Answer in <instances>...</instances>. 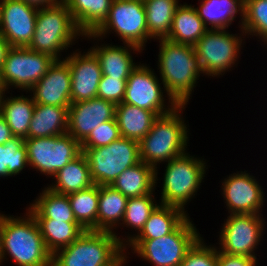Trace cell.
Masks as SVG:
<instances>
[{
    "instance_id": "obj_43",
    "label": "cell",
    "mask_w": 267,
    "mask_h": 266,
    "mask_svg": "<svg viewBox=\"0 0 267 266\" xmlns=\"http://www.w3.org/2000/svg\"><path fill=\"white\" fill-rule=\"evenodd\" d=\"M11 47L12 46L8 43V41L0 34V71Z\"/></svg>"
},
{
    "instance_id": "obj_31",
    "label": "cell",
    "mask_w": 267,
    "mask_h": 266,
    "mask_svg": "<svg viewBox=\"0 0 267 266\" xmlns=\"http://www.w3.org/2000/svg\"><path fill=\"white\" fill-rule=\"evenodd\" d=\"M44 189L28 207L35 219H54L67 223H77L68 195L57 194L47 187Z\"/></svg>"
},
{
    "instance_id": "obj_42",
    "label": "cell",
    "mask_w": 267,
    "mask_h": 266,
    "mask_svg": "<svg viewBox=\"0 0 267 266\" xmlns=\"http://www.w3.org/2000/svg\"><path fill=\"white\" fill-rule=\"evenodd\" d=\"M14 136L11 129L7 125L3 115L0 113V145L5 144L7 141L12 139Z\"/></svg>"
},
{
    "instance_id": "obj_38",
    "label": "cell",
    "mask_w": 267,
    "mask_h": 266,
    "mask_svg": "<svg viewBox=\"0 0 267 266\" xmlns=\"http://www.w3.org/2000/svg\"><path fill=\"white\" fill-rule=\"evenodd\" d=\"M180 266H219L217 247L206 245L201 237L186 253Z\"/></svg>"
},
{
    "instance_id": "obj_18",
    "label": "cell",
    "mask_w": 267,
    "mask_h": 266,
    "mask_svg": "<svg viewBox=\"0 0 267 266\" xmlns=\"http://www.w3.org/2000/svg\"><path fill=\"white\" fill-rule=\"evenodd\" d=\"M71 72V103L97 97L102 70L99 60L89 49L85 54L73 52L64 59Z\"/></svg>"
},
{
    "instance_id": "obj_11",
    "label": "cell",
    "mask_w": 267,
    "mask_h": 266,
    "mask_svg": "<svg viewBox=\"0 0 267 266\" xmlns=\"http://www.w3.org/2000/svg\"><path fill=\"white\" fill-rule=\"evenodd\" d=\"M54 61L51 56L28 47H11L0 71L2 90L7 92L14 86L28 92L46 74Z\"/></svg>"
},
{
    "instance_id": "obj_7",
    "label": "cell",
    "mask_w": 267,
    "mask_h": 266,
    "mask_svg": "<svg viewBox=\"0 0 267 266\" xmlns=\"http://www.w3.org/2000/svg\"><path fill=\"white\" fill-rule=\"evenodd\" d=\"M112 30L122 39L123 44H131L144 50L150 38L143 0H112L104 22L93 33L83 37L103 40Z\"/></svg>"
},
{
    "instance_id": "obj_37",
    "label": "cell",
    "mask_w": 267,
    "mask_h": 266,
    "mask_svg": "<svg viewBox=\"0 0 267 266\" xmlns=\"http://www.w3.org/2000/svg\"><path fill=\"white\" fill-rule=\"evenodd\" d=\"M247 36H267V0H245L242 30Z\"/></svg>"
},
{
    "instance_id": "obj_9",
    "label": "cell",
    "mask_w": 267,
    "mask_h": 266,
    "mask_svg": "<svg viewBox=\"0 0 267 266\" xmlns=\"http://www.w3.org/2000/svg\"><path fill=\"white\" fill-rule=\"evenodd\" d=\"M87 158L92 181L96 185H112L127 168L140 162L139 142L120 137L109 145L81 148Z\"/></svg>"
},
{
    "instance_id": "obj_6",
    "label": "cell",
    "mask_w": 267,
    "mask_h": 266,
    "mask_svg": "<svg viewBox=\"0 0 267 266\" xmlns=\"http://www.w3.org/2000/svg\"><path fill=\"white\" fill-rule=\"evenodd\" d=\"M203 160L186 152L167 162L159 203L185 211V205L197 194L208 169Z\"/></svg>"
},
{
    "instance_id": "obj_17",
    "label": "cell",
    "mask_w": 267,
    "mask_h": 266,
    "mask_svg": "<svg viewBox=\"0 0 267 266\" xmlns=\"http://www.w3.org/2000/svg\"><path fill=\"white\" fill-rule=\"evenodd\" d=\"M115 109L114 103L98 97L71 103L67 133L81 144L94 128L115 118Z\"/></svg>"
},
{
    "instance_id": "obj_4",
    "label": "cell",
    "mask_w": 267,
    "mask_h": 266,
    "mask_svg": "<svg viewBox=\"0 0 267 266\" xmlns=\"http://www.w3.org/2000/svg\"><path fill=\"white\" fill-rule=\"evenodd\" d=\"M185 107L177 105L171 112L158 116L151 130L139 142L140 161L155 170V185L158 180L157 164L186 153L189 132L182 116Z\"/></svg>"
},
{
    "instance_id": "obj_21",
    "label": "cell",
    "mask_w": 267,
    "mask_h": 266,
    "mask_svg": "<svg viewBox=\"0 0 267 266\" xmlns=\"http://www.w3.org/2000/svg\"><path fill=\"white\" fill-rule=\"evenodd\" d=\"M90 50L99 60L102 74L108 77H129L130 73L138 66L133 63L131 51L142 52L143 50L124 43V47L112 44H102L90 47Z\"/></svg>"
},
{
    "instance_id": "obj_46",
    "label": "cell",
    "mask_w": 267,
    "mask_h": 266,
    "mask_svg": "<svg viewBox=\"0 0 267 266\" xmlns=\"http://www.w3.org/2000/svg\"><path fill=\"white\" fill-rule=\"evenodd\" d=\"M261 41L264 42V44L265 43L267 44V36L263 40H261Z\"/></svg>"
},
{
    "instance_id": "obj_22",
    "label": "cell",
    "mask_w": 267,
    "mask_h": 266,
    "mask_svg": "<svg viewBox=\"0 0 267 266\" xmlns=\"http://www.w3.org/2000/svg\"><path fill=\"white\" fill-rule=\"evenodd\" d=\"M68 116L69 107L35 103L26 139L66 134L68 130Z\"/></svg>"
},
{
    "instance_id": "obj_45",
    "label": "cell",
    "mask_w": 267,
    "mask_h": 266,
    "mask_svg": "<svg viewBox=\"0 0 267 266\" xmlns=\"http://www.w3.org/2000/svg\"><path fill=\"white\" fill-rule=\"evenodd\" d=\"M2 263V258H1V241H0V264Z\"/></svg>"
},
{
    "instance_id": "obj_16",
    "label": "cell",
    "mask_w": 267,
    "mask_h": 266,
    "mask_svg": "<svg viewBox=\"0 0 267 266\" xmlns=\"http://www.w3.org/2000/svg\"><path fill=\"white\" fill-rule=\"evenodd\" d=\"M38 8L22 0H0V34L12 47H28Z\"/></svg>"
},
{
    "instance_id": "obj_29",
    "label": "cell",
    "mask_w": 267,
    "mask_h": 266,
    "mask_svg": "<svg viewBox=\"0 0 267 266\" xmlns=\"http://www.w3.org/2000/svg\"><path fill=\"white\" fill-rule=\"evenodd\" d=\"M111 186L128 198L151 194L156 188L155 170L140 161L124 170Z\"/></svg>"
},
{
    "instance_id": "obj_24",
    "label": "cell",
    "mask_w": 267,
    "mask_h": 266,
    "mask_svg": "<svg viewBox=\"0 0 267 266\" xmlns=\"http://www.w3.org/2000/svg\"><path fill=\"white\" fill-rule=\"evenodd\" d=\"M245 0H201L199 7H195L204 25L209 29H228L240 14L242 24L244 20Z\"/></svg>"
},
{
    "instance_id": "obj_19",
    "label": "cell",
    "mask_w": 267,
    "mask_h": 266,
    "mask_svg": "<svg viewBox=\"0 0 267 266\" xmlns=\"http://www.w3.org/2000/svg\"><path fill=\"white\" fill-rule=\"evenodd\" d=\"M31 91V92H30ZM34 102L43 105H71V72L69 64L55 60L46 74L29 90Z\"/></svg>"
},
{
    "instance_id": "obj_28",
    "label": "cell",
    "mask_w": 267,
    "mask_h": 266,
    "mask_svg": "<svg viewBox=\"0 0 267 266\" xmlns=\"http://www.w3.org/2000/svg\"><path fill=\"white\" fill-rule=\"evenodd\" d=\"M128 199L111 185L99 186L97 231L114 233L123 220Z\"/></svg>"
},
{
    "instance_id": "obj_32",
    "label": "cell",
    "mask_w": 267,
    "mask_h": 266,
    "mask_svg": "<svg viewBox=\"0 0 267 266\" xmlns=\"http://www.w3.org/2000/svg\"><path fill=\"white\" fill-rule=\"evenodd\" d=\"M179 0H143L149 38L166 39L171 31Z\"/></svg>"
},
{
    "instance_id": "obj_47",
    "label": "cell",
    "mask_w": 267,
    "mask_h": 266,
    "mask_svg": "<svg viewBox=\"0 0 267 266\" xmlns=\"http://www.w3.org/2000/svg\"><path fill=\"white\" fill-rule=\"evenodd\" d=\"M2 92H3V90H2V88H1V86H0V95L2 94Z\"/></svg>"
},
{
    "instance_id": "obj_13",
    "label": "cell",
    "mask_w": 267,
    "mask_h": 266,
    "mask_svg": "<svg viewBox=\"0 0 267 266\" xmlns=\"http://www.w3.org/2000/svg\"><path fill=\"white\" fill-rule=\"evenodd\" d=\"M259 214H230L219 235L217 249L225 254L257 258L255 251L266 222Z\"/></svg>"
},
{
    "instance_id": "obj_33",
    "label": "cell",
    "mask_w": 267,
    "mask_h": 266,
    "mask_svg": "<svg viewBox=\"0 0 267 266\" xmlns=\"http://www.w3.org/2000/svg\"><path fill=\"white\" fill-rule=\"evenodd\" d=\"M46 249L53 255L57 250L74 242L84 229L78 223L54 219H36Z\"/></svg>"
},
{
    "instance_id": "obj_23",
    "label": "cell",
    "mask_w": 267,
    "mask_h": 266,
    "mask_svg": "<svg viewBox=\"0 0 267 266\" xmlns=\"http://www.w3.org/2000/svg\"><path fill=\"white\" fill-rule=\"evenodd\" d=\"M208 30L194 6L180 4L175 10L171 31L166 39L194 46Z\"/></svg>"
},
{
    "instance_id": "obj_36",
    "label": "cell",
    "mask_w": 267,
    "mask_h": 266,
    "mask_svg": "<svg viewBox=\"0 0 267 266\" xmlns=\"http://www.w3.org/2000/svg\"><path fill=\"white\" fill-rule=\"evenodd\" d=\"M158 205L154 199L153 192L151 194L129 198L121 225H126V228L132 227L131 229L138 230L137 234H139L150 214Z\"/></svg>"
},
{
    "instance_id": "obj_44",
    "label": "cell",
    "mask_w": 267,
    "mask_h": 266,
    "mask_svg": "<svg viewBox=\"0 0 267 266\" xmlns=\"http://www.w3.org/2000/svg\"><path fill=\"white\" fill-rule=\"evenodd\" d=\"M24 1L25 3H28L30 5H33L37 8H42V7H45V6H49V5H53V4H56V3H59L63 0H22Z\"/></svg>"
},
{
    "instance_id": "obj_3",
    "label": "cell",
    "mask_w": 267,
    "mask_h": 266,
    "mask_svg": "<svg viewBox=\"0 0 267 266\" xmlns=\"http://www.w3.org/2000/svg\"><path fill=\"white\" fill-rule=\"evenodd\" d=\"M116 234L85 230L52 255V266H123L129 256L124 253L125 238Z\"/></svg>"
},
{
    "instance_id": "obj_26",
    "label": "cell",
    "mask_w": 267,
    "mask_h": 266,
    "mask_svg": "<svg viewBox=\"0 0 267 266\" xmlns=\"http://www.w3.org/2000/svg\"><path fill=\"white\" fill-rule=\"evenodd\" d=\"M158 116L140 107L120 103L116 105L115 119L120 130L121 137L140 142L151 130Z\"/></svg>"
},
{
    "instance_id": "obj_35",
    "label": "cell",
    "mask_w": 267,
    "mask_h": 266,
    "mask_svg": "<svg viewBox=\"0 0 267 266\" xmlns=\"http://www.w3.org/2000/svg\"><path fill=\"white\" fill-rule=\"evenodd\" d=\"M28 166L25 139L13 137L0 145V177L18 175Z\"/></svg>"
},
{
    "instance_id": "obj_14",
    "label": "cell",
    "mask_w": 267,
    "mask_h": 266,
    "mask_svg": "<svg viewBox=\"0 0 267 266\" xmlns=\"http://www.w3.org/2000/svg\"><path fill=\"white\" fill-rule=\"evenodd\" d=\"M159 80L152 68L140 63L127 79L123 103L150 110L157 116L171 112L177 105H165L166 90H162Z\"/></svg>"
},
{
    "instance_id": "obj_1",
    "label": "cell",
    "mask_w": 267,
    "mask_h": 266,
    "mask_svg": "<svg viewBox=\"0 0 267 266\" xmlns=\"http://www.w3.org/2000/svg\"><path fill=\"white\" fill-rule=\"evenodd\" d=\"M158 69L169 105H187L203 70L194 46L159 39Z\"/></svg>"
},
{
    "instance_id": "obj_34",
    "label": "cell",
    "mask_w": 267,
    "mask_h": 266,
    "mask_svg": "<svg viewBox=\"0 0 267 266\" xmlns=\"http://www.w3.org/2000/svg\"><path fill=\"white\" fill-rule=\"evenodd\" d=\"M68 198L77 223L84 230L97 231L99 185L70 193Z\"/></svg>"
},
{
    "instance_id": "obj_25",
    "label": "cell",
    "mask_w": 267,
    "mask_h": 266,
    "mask_svg": "<svg viewBox=\"0 0 267 266\" xmlns=\"http://www.w3.org/2000/svg\"><path fill=\"white\" fill-rule=\"evenodd\" d=\"M5 91L0 95V113L14 137L26 139L29 125L33 116L35 102L33 97L21 96L5 97ZM6 98V99H5Z\"/></svg>"
},
{
    "instance_id": "obj_12",
    "label": "cell",
    "mask_w": 267,
    "mask_h": 266,
    "mask_svg": "<svg viewBox=\"0 0 267 266\" xmlns=\"http://www.w3.org/2000/svg\"><path fill=\"white\" fill-rule=\"evenodd\" d=\"M28 165L42 174L54 177L81 153V144L70 134L25 139Z\"/></svg>"
},
{
    "instance_id": "obj_2",
    "label": "cell",
    "mask_w": 267,
    "mask_h": 266,
    "mask_svg": "<svg viewBox=\"0 0 267 266\" xmlns=\"http://www.w3.org/2000/svg\"><path fill=\"white\" fill-rule=\"evenodd\" d=\"M26 216L0 213L1 258L8 254L18 266H52V254L46 249L39 225L27 209Z\"/></svg>"
},
{
    "instance_id": "obj_10",
    "label": "cell",
    "mask_w": 267,
    "mask_h": 266,
    "mask_svg": "<svg viewBox=\"0 0 267 266\" xmlns=\"http://www.w3.org/2000/svg\"><path fill=\"white\" fill-rule=\"evenodd\" d=\"M241 34H230L227 29H209L198 40L194 50L205 75L217 77L233 68L243 45L242 37L246 36L243 31Z\"/></svg>"
},
{
    "instance_id": "obj_8",
    "label": "cell",
    "mask_w": 267,
    "mask_h": 266,
    "mask_svg": "<svg viewBox=\"0 0 267 266\" xmlns=\"http://www.w3.org/2000/svg\"><path fill=\"white\" fill-rule=\"evenodd\" d=\"M189 217L172 233L152 240H131L124 248L132 249L154 266H180L186 253L201 238Z\"/></svg>"
},
{
    "instance_id": "obj_40",
    "label": "cell",
    "mask_w": 267,
    "mask_h": 266,
    "mask_svg": "<svg viewBox=\"0 0 267 266\" xmlns=\"http://www.w3.org/2000/svg\"><path fill=\"white\" fill-rule=\"evenodd\" d=\"M128 77H108L102 75L97 97L118 105L123 102Z\"/></svg>"
},
{
    "instance_id": "obj_5",
    "label": "cell",
    "mask_w": 267,
    "mask_h": 266,
    "mask_svg": "<svg viewBox=\"0 0 267 266\" xmlns=\"http://www.w3.org/2000/svg\"><path fill=\"white\" fill-rule=\"evenodd\" d=\"M80 35L84 36L67 5L61 1L38 8L35 31L28 48L61 60L60 53L67 50Z\"/></svg>"
},
{
    "instance_id": "obj_20",
    "label": "cell",
    "mask_w": 267,
    "mask_h": 266,
    "mask_svg": "<svg viewBox=\"0 0 267 266\" xmlns=\"http://www.w3.org/2000/svg\"><path fill=\"white\" fill-rule=\"evenodd\" d=\"M186 212L175 206L159 204L150 214L140 233L127 236L125 246L131 240H152L172 233L190 217Z\"/></svg>"
},
{
    "instance_id": "obj_15",
    "label": "cell",
    "mask_w": 267,
    "mask_h": 266,
    "mask_svg": "<svg viewBox=\"0 0 267 266\" xmlns=\"http://www.w3.org/2000/svg\"><path fill=\"white\" fill-rule=\"evenodd\" d=\"M246 172L233 173L222 182L228 214L262 215V207L265 205L263 188L254 176Z\"/></svg>"
},
{
    "instance_id": "obj_30",
    "label": "cell",
    "mask_w": 267,
    "mask_h": 266,
    "mask_svg": "<svg viewBox=\"0 0 267 266\" xmlns=\"http://www.w3.org/2000/svg\"><path fill=\"white\" fill-rule=\"evenodd\" d=\"M78 29L93 33L106 19L112 0H63Z\"/></svg>"
},
{
    "instance_id": "obj_27",
    "label": "cell",
    "mask_w": 267,
    "mask_h": 266,
    "mask_svg": "<svg viewBox=\"0 0 267 266\" xmlns=\"http://www.w3.org/2000/svg\"><path fill=\"white\" fill-rule=\"evenodd\" d=\"M53 179L54 183L47 188L61 195L78 192L94 185L87 158L83 153L60 169Z\"/></svg>"
},
{
    "instance_id": "obj_41",
    "label": "cell",
    "mask_w": 267,
    "mask_h": 266,
    "mask_svg": "<svg viewBox=\"0 0 267 266\" xmlns=\"http://www.w3.org/2000/svg\"><path fill=\"white\" fill-rule=\"evenodd\" d=\"M219 266H257V258L225 254L217 249Z\"/></svg>"
},
{
    "instance_id": "obj_39",
    "label": "cell",
    "mask_w": 267,
    "mask_h": 266,
    "mask_svg": "<svg viewBox=\"0 0 267 266\" xmlns=\"http://www.w3.org/2000/svg\"><path fill=\"white\" fill-rule=\"evenodd\" d=\"M121 137L116 119L101 123L81 143V148H98L109 145Z\"/></svg>"
}]
</instances>
